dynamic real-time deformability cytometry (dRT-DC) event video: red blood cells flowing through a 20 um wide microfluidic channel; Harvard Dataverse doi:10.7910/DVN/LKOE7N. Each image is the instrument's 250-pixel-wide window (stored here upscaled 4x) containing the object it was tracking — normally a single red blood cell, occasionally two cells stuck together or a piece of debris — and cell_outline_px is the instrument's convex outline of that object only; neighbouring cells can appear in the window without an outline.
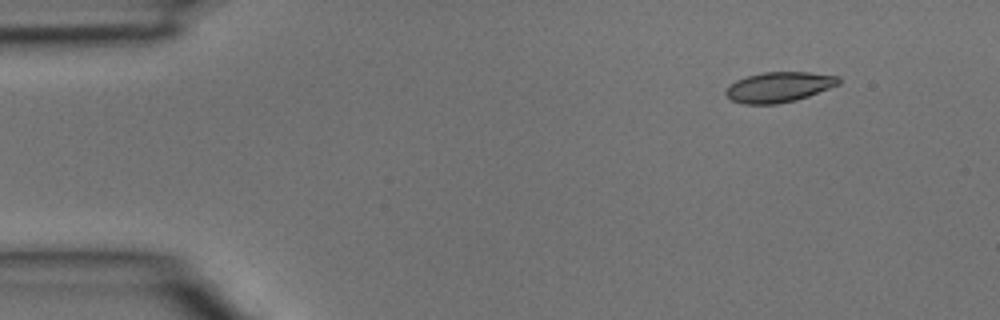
{"species": "common noctule bat (a hibernating species)", "species_latin": "Nyctalus noctula", "temperature_condition": "room temperature", "stored_images_in_passage": 3, "camera_frame_rate_fps": 3000, "um_per_image_px": 0.085, "animal": {"sex": "male", "body_mass_g": 15.6}, "frame": {"image": 1, "passage_image": 1, "time_ms": 0.0, "image_size_px": [1000, 320], "cell_outline_px": [[840, 84], [808, 96], [796, 100], [776, 104], [744, 104], [732, 100], [724, 92], [736, 80], [748, 76], [764, 72], [808, 72], [840, 76]], "centroid_in_image_um": [66.24, 7.4], "position_along_channel_um": 18.8, "area_um2": 19.71}}
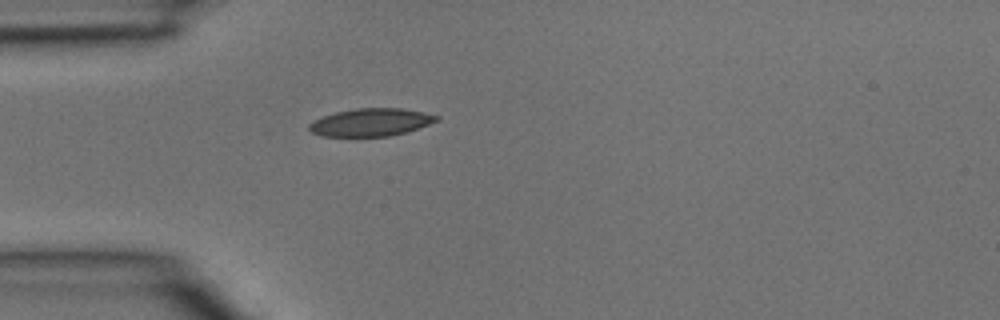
{"frame": {"image": 2, "passage_image": 3, "time_ms": 0.667, "image_size_px": [1000, 320], "cell_outline_px": [[440, 120], [404, 132], [388, 136], [320, 136], [312, 132], [308, 128], [308, 124], [312, 120], [336, 112], [356, 108], [404, 108], [424, 112], [440, 116]], "centroid_in_image_um": [31.51, 10.38], "position_along_channel_um": 53.5, "area_um2": 20.52}}